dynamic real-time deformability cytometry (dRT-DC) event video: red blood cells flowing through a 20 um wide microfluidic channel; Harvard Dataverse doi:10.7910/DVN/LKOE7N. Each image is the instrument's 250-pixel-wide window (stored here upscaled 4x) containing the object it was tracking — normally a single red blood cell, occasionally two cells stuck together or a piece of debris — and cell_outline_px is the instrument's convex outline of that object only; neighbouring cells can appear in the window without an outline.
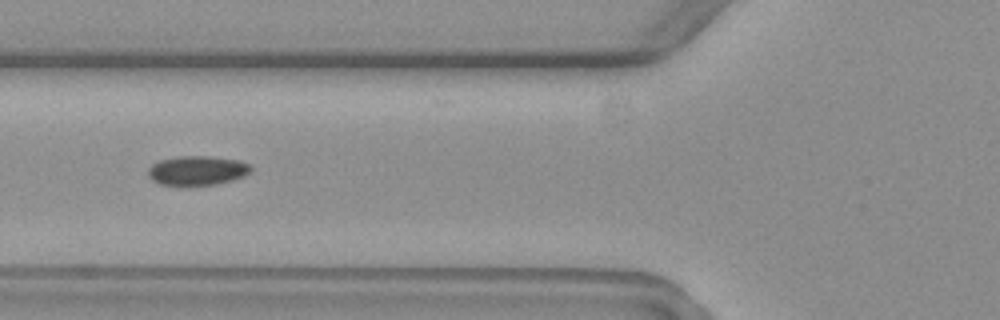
{"species": "common noctule bat (a hibernating species)", "species_latin": "Nyctalus noctula", "temperature_condition": "warm", "stored_images_in_passage": 7, "camera_frame_rate_fps": 3000, "um_per_image_px": 0.085, "animal": {"sex": "female", "body_mass_g": 19.3, "forearm_length_mm": 54.1}, "frame": {"image": 1, "passage_image": 5, "time_ms": 5.0, "image_size_px": [1000, 320], "cell_outline_px": [[252, 168], [244, 176], [232, 180], [216, 184], [188, 188], [180, 188], [160, 184], [152, 180], [148, 176], [148, 168], [152, 164], [160, 160], [180, 156], [208, 156], [240, 160], [248, 164]], "centroid_in_image_um": [16.71, 14.54], "position_along_channel_um": 109.1, "area_um2": 18.21}}